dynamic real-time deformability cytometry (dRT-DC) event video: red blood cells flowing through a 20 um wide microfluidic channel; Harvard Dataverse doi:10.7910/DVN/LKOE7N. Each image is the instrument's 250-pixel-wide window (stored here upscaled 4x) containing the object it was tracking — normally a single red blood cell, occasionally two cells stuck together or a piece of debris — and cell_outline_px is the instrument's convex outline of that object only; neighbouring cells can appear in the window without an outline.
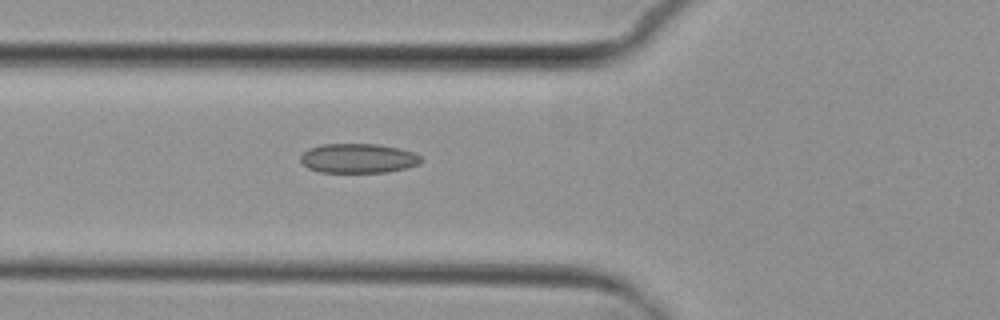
{"species": "common noctule bat (a hibernating species)", "species_latin": "Nyctalus noctula", "temperature_condition": "cold", "stored_images_in_passage": 6, "camera_frame_rate_fps": 3000, "um_per_image_px": 0.085, "animal": {"sex": "female", "body_mass_g": 29.2, "forearm_length_mm": 56.3}, "frame": {"image": 1, "passage_image": 6, "time_ms": 5.667, "image_size_px": [1000, 320], "cell_outline_px": [[424, 160], [420, 164], [408, 168], [388, 172], [320, 172], [308, 168], [300, 160], [300, 156], [308, 148], [324, 144], [376, 144], [400, 148], [412, 152], [420, 156]], "centroid_in_image_um": [30.48, 13.46], "position_along_channel_um": 95.3, "area_um2": 20.81}}